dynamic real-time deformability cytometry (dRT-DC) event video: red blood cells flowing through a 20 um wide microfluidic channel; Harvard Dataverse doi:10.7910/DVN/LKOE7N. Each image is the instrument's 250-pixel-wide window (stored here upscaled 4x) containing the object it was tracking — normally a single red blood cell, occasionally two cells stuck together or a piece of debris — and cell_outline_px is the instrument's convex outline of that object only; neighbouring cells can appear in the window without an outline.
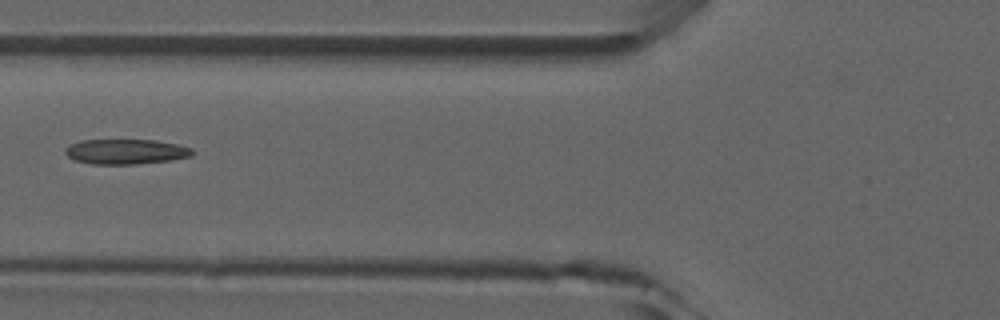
{"species": "common noctule bat (a hibernating species)", "species_latin": "Nyctalus noctula", "temperature_condition": "room temperature", "stored_images_in_passage": 4, "camera_frame_rate_fps": 3000, "um_per_image_px": 0.085, "animal": {"sex": "male", "forearm_length_mm": 52.5}, "frame": {"image": 1, "passage_image": 3, "time_ms": 2.333, "image_size_px": [1000, 320], "cell_outline_px": [[196, 152], [192, 156], [172, 160], [136, 164], [92, 164], [76, 160], [68, 156], [64, 152], [64, 148], [80, 140], [156, 140], [180, 144], [192, 148]], "centroid_in_image_um": [10.76, 12.88], "position_along_channel_um": 115.0, "area_um2": 18.73}}
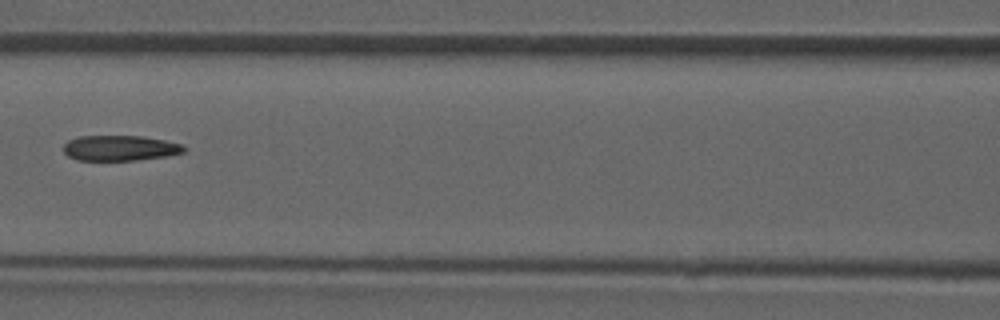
{"frame": {"image": 2, "passage_image": 4, "time_ms": 3.333, "image_size_px": [1000, 320], "cell_outline_px": [[188, 148], [184, 152], [168, 156], [136, 160], [76, 160], [68, 156], [64, 152], [64, 144], [68, 140], [80, 136], [140, 136], [164, 140], [180, 144]], "centroid_in_image_um": [10.2, 12.59], "position_along_channel_um": 156.4, "area_um2": 17.8}}